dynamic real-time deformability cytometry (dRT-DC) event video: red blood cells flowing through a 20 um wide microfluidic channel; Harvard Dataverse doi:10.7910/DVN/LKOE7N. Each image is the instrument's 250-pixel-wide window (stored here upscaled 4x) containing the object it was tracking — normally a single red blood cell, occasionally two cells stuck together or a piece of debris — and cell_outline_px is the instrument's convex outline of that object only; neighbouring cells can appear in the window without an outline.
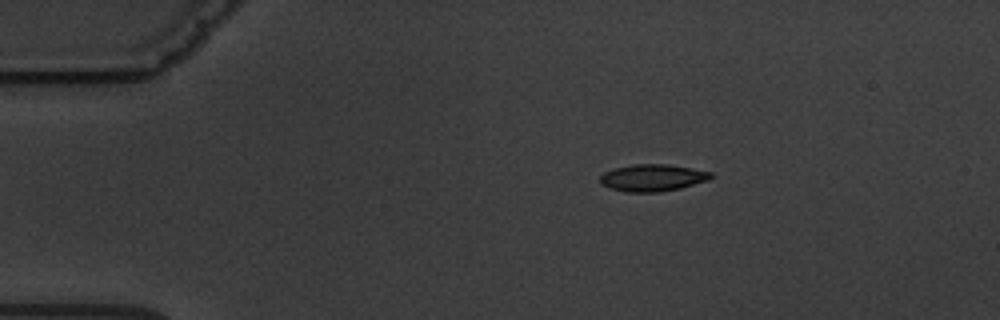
{"species": "common noctule bat (a hibernating species)", "species_latin": "Nyctalus noctula", "temperature_condition": "warm", "stored_images_in_passage": 4, "camera_frame_rate_fps": 3000, "um_per_image_px": 0.085, "animal": {"sex": "male", "body_mass_g": 19.5, "forearm_length_mm": 54.6}, "frame": {"image": 1, "passage_image": 2, "time_ms": 1.0, "image_size_px": [1000, 320], "cell_outline_px": [[716, 176], [708, 180], [680, 188], [660, 192], [624, 192], [608, 188], [600, 184], [600, 176], [604, 172], [616, 168], [632, 164], [668, 164], [692, 168], [712, 172]], "centroid_in_image_um": [55.47, 15.11], "position_along_channel_um": 29.5, "area_um2": 17.63}}